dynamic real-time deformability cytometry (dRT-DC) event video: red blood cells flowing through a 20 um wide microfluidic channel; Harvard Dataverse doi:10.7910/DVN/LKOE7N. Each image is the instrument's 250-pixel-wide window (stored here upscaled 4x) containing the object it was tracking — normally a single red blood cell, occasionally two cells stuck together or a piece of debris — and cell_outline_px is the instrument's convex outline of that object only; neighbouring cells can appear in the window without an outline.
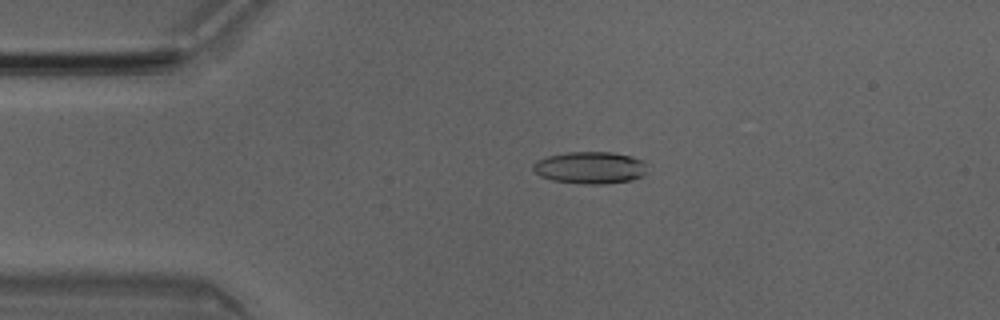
{"species": "Egyptian fruit bat (a non-hibernating species)", "species_latin": "Rousettus aegyptiacus", "temperature_condition": "room temperature", "stored_images_in_passage": 50, "camera_frame_rate_fps": 3000, "um_per_image_px": 0.085, "animal": {"sex": "male"}, "frame": {"image": 1, "passage_image": 10, "time_ms": 3.0, "image_size_px": [1000, 320], "cell_outline_px": [[644, 176], [632, 180], [604, 184], [584, 184], [552, 180], [540, 176], [532, 168], [532, 164], [536, 160], [548, 156], [568, 152], [612, 152], [632, 156], [644, 160]], "centroid_in_image_um": [50.15, 14.25], "position_along_channel_um": 34.9, "area_um2": 21.39}}
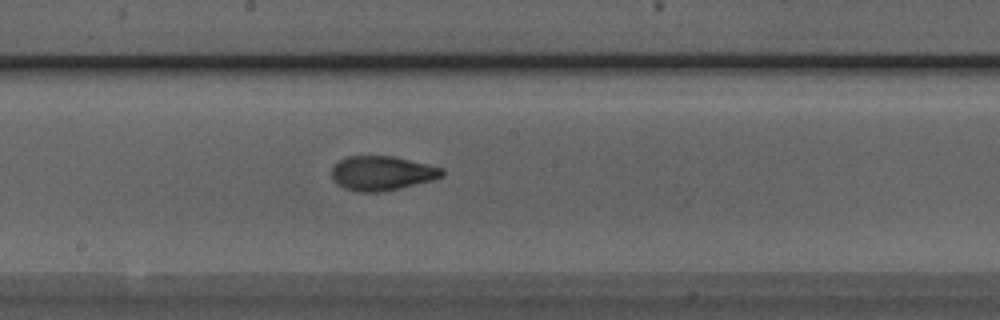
{"frame": {"image": 2, "passage_image": 26, "time_ms": 8.333, "image_size_px": [1000, 320], "cell_outline_px": [[444, 176], [432, 180], [400, 188], [380, 192], [360, 192], [344, 188], [336, 184], [332, 180], [332, 168], [340, 160], [348, 156], [392, 156], [428, 164], [444, 168]], "centroid_in_image_um": [32.47, 14.72], "position_along_channel_um": 215.7, "area_um2": 22.14}}
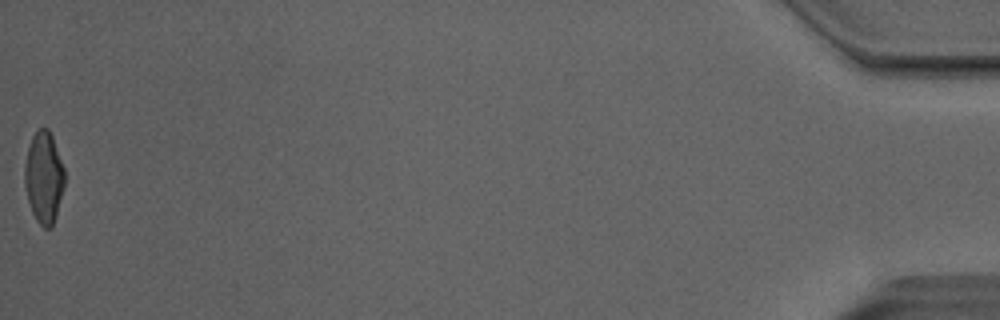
{"frame": {"image": 3, "passage_image": 50, "time_ms": 16.333, "image_size_px": [1000, 320], "cell_outline_px": [[64, 188], [56, 216], [52, 228], [44, 228], [36, 220], [32, 212], [28, 200], [24, 184], [24, 168], [28, 148], [32, 136], [40, 128], [48, 128], [52, 136], [64, 168]], "centroid_in_image_um": [3.73, 15.1], "position_along_channel_um": 431.5, "area_um2": 21.27}, "authors_computed_cell_mechanics": {"area_um2": 21.7328, "velocity_mm_per_s": 4.0369, "shape_relaxation_time_tau1_ms": 3.7011, "shape_relaxation_time_tau2_ms": 1.3927, "deformation_change_tau1": 0.1601, "deformation_change_tau2": 0.0795}}